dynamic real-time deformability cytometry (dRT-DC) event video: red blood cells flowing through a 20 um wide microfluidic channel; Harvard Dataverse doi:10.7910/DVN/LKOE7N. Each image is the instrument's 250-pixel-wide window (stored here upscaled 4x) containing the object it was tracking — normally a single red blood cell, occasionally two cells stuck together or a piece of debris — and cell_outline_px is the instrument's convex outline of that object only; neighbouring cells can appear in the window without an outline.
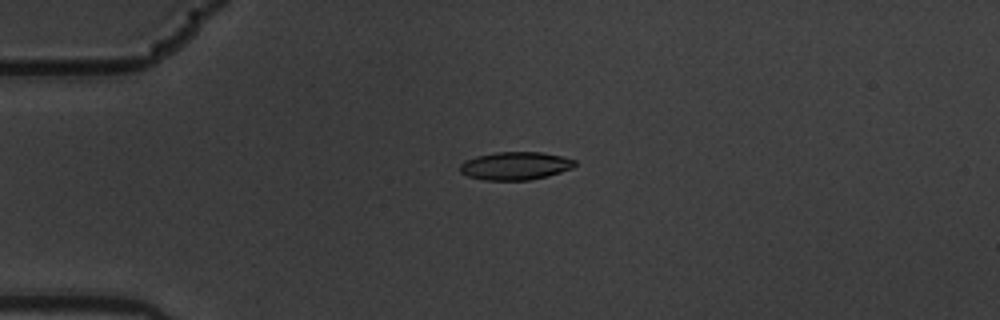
{"species": "common noctule bat (a hibernating species)", "species_latin": "Nyctalus noctula", "temperature_condition": "warm", "stored_images_in_passage": 6, "camera_frame_rate_fps": 3000, "um_per_image_px": 0.085, "animal": {"sex": "male", "body_mass_g": 19.5, "forearm_length_mm": 54.6}, "frame": {"image": 1, "passage_image": 5, "time_ms": 1.333, "image_size_px": [1000, 320], "cell_outline_px": [[576, 164], [572, 168], [548, 176], [528, 180], [484, 180], [468, 176], [460, 172], [460, 164], [464, 160], [476, 156], [496, 152], [540, 152], [564, 156], [576, 160]], "centroid_in_image_um": [43.8, 14.09], "position_along_channel_um": 41.2, "area_um2": 18.84}}